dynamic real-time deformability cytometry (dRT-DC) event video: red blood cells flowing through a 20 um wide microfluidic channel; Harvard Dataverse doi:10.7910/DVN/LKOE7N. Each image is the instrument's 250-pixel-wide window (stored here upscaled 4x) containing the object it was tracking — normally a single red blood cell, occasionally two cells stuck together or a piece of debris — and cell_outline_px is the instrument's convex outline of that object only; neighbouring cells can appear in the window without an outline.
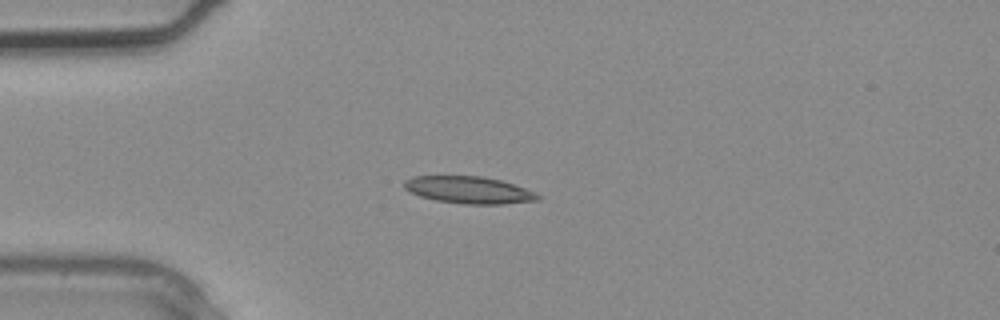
{"species": "common noctule bat (a hibernating species)", "species_latin": "Nyctalus noctula", "temperature_condition": "warm", "stored_images_in_passage": 1, "camera_frame_rate_fps": 3000, "um_per_image_px": 0.085, "animal": {"sex": "male", "body_mass_g": 20.4}, "frame": {"image": 1, "passage_image": 1, "time_ms": 0.0, "image_size_px": [1000, 320], "cell_outline_px": [[544, 196], [540, 200], [504, 204], [464, 204], [436, 200], [420, 196], [408, 192], [404, 188], [404, 180], [412, 176], [484, 176], [500, 180], [536, 192]], "centroid_in_image_um": [39.87, 16.15], "position_along_channel_um": 45.1, "area_um2": 21.27}}